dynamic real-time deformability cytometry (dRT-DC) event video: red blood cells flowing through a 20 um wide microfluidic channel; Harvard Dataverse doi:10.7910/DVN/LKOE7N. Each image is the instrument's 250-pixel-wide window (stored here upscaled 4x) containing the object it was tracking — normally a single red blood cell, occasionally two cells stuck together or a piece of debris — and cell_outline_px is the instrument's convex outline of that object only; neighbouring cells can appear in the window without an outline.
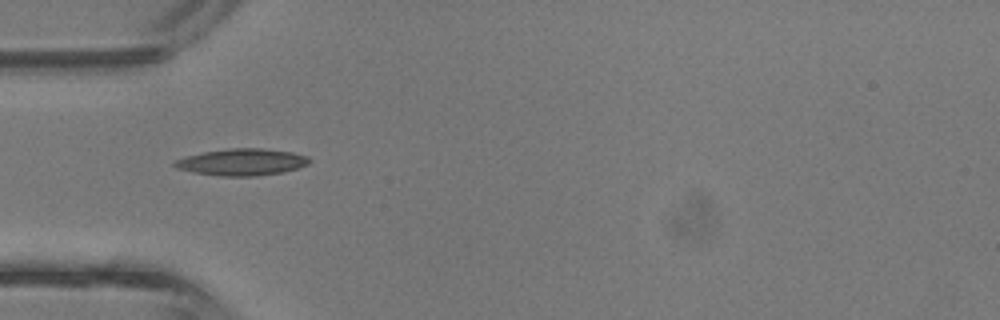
{"species": "common noctule bat (a hibernating species)", "species_latin": "Nyctalus noctula", "temperature_condition": "room temperature", "stored_images_in_passage": 30, "camera_frame_rate_fps": 3000, "um_per_image_px": 0.085, "animal": {"sex": "male", "body_mass_g": 13.3}, "frame": {"image": 1, "passage_image": 1, "time_ms": 0.0, "image_size_px": [1000, 320], "cell_outline_px": [[312, 160], [308, 164], [296, 168], [280, 172], [256, 176], [220, 176], [192, 172], [176, 168], [172, 164], [176, 160], [184, 156], [204, 152], [228, 148], [260, 148], [292, 152], [308, 156]], "centroid_in_image_um": [20.54, 13.77], "position_along_channel_um": 64.5, "area_um2": 20.98}}
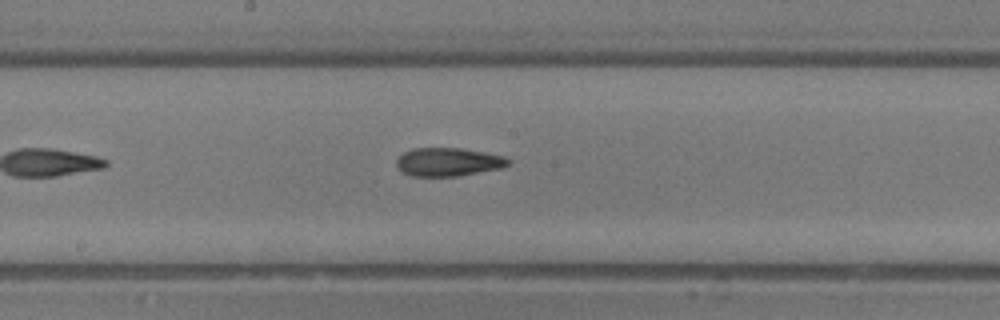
{"frame": {"image": 2, "passage_image": 10, "time_ms": 3.0, "image_size_px": [1000, 320], "cell_outline_px": [[512, 160], [508, 164], [500, 168], [456, 176], [412, 176], [396, 168], [396, 160], [404, 152], [412, 148], [460, 148], [484, 152], [504, 156]], "centroid_in_image_um": [38.08, 13.76], "position_along_channel_um": 210.1, "area_um2": 18.38}}
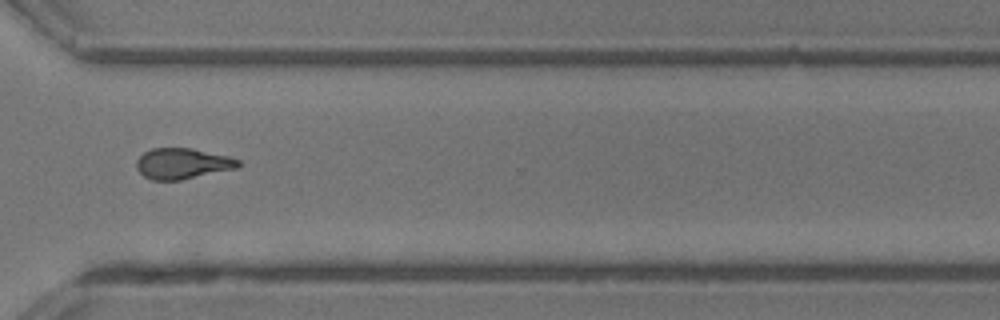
{"frame": {"image": 3, "passage_image": 19, "time_ms": 6.0, "image_size_px": [1000, 320], "cell_outline_px": [[240, 164], [236, 168], [180, 180], [152, 180], [144, 176], [136, 168], [136, 160], [144, 152], [152, 148], [192, 148], [228, 156], [240, 160]], "centroid_in_image_um": [15.48, 13.9], "position_along_channel_um": 355.1, "area_um2": 18.15}, "authors_computed_cell_mechanics": {"area_um2": 18.1781, "velocity_mm_per_s": 4.8401, "shape_relaxation_time_tau1_ms": 5.9357, "shape_relaxation_time_tau2_ms": 2.6075, "deformation_change_tau1": 0.2012, "deformation_change_tau2": 0.1216}}